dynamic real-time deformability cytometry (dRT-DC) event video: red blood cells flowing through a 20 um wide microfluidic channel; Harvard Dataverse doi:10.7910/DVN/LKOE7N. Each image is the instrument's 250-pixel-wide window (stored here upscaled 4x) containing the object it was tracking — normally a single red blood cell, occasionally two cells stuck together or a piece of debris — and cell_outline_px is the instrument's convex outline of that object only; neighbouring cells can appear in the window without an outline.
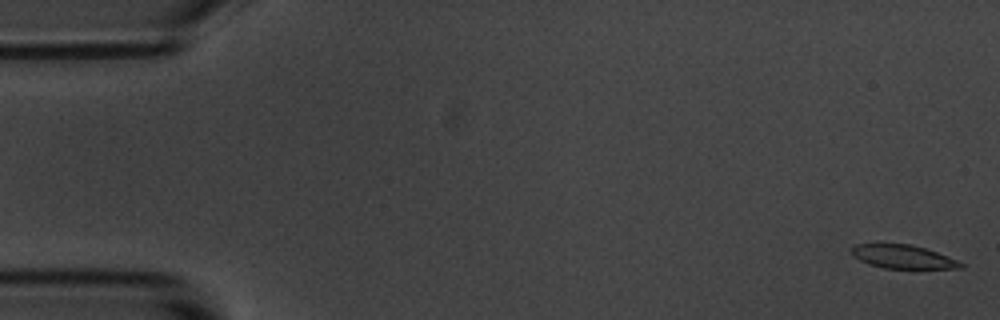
{"species": "common noctule bat (a hibernating species)", "species_latin": "Nyctalus noctula", "temperature_condition": "room temperature", "stored_images_in_passage": 56, "camera_frame_rate_fps": 3000, "um_per_image_px": 0.085, "animal": {"sex": "male", "body_mass_g": 20.1, "forearm_length_mm": 53.5}, "frame": {"image": 1, "passage_image": 1, "time_ms": 0.0, "image_size_px": [1000, 320], "cell_outline_px": [[964, 268], [884, 268], [868, 264], [852, 256], [848, 248], [856, 244], [912, 244], [936, 252], [956, 260], [964, 264]], "centroid_in_image_um": [76.67, 21.81], "position_along_channel_um": 8.3, "area_um2": 14.91}}
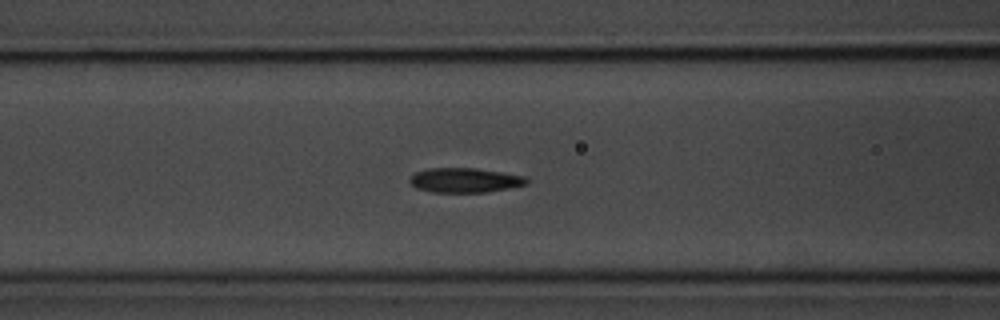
{"frame": {"image": 2, "passage_image": 22, "time_ms": 7.0, "image_size_px": [1000, 320], "cell_outline_px": [[528, 184], [488, 192], [432, 192], [416, 188], [408, 184], [408, 180], [416, 172], [428, 168], [476, 168], [524, 176], [528, 180]], "centroid_in_image_um": [39.47, 15.32], "position_along_channel_um": 127.1, "area_um2": 16.76}}
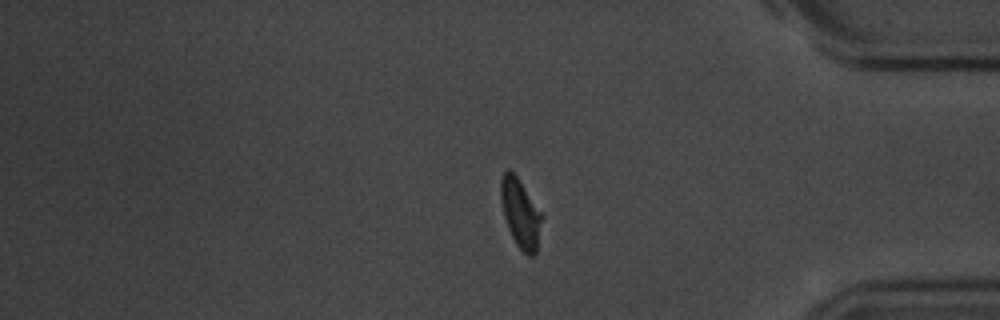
{"frame": {"image": 3, "passage_image": 46, "time_ms": 15.0, "image_size_px": [1000, 320], "cell_outline_px": [[544, 216], [536, 252], [532, 256], [528, 256], [516, 244], [508, 228], [504, 216], [500, 200], [500, 180], [504, 172], [508, 168], [516, 176]], "centroid_in_image_um": [44.24, 18.14], "position_along_channel_um": 391.0, "area_um2": 16.42}, "authors_computed_cell_mechanics": {"area_um2": 16.762, "velocity_mm_per_s": 3.5981, "shape_relaxation_time_tau1_ms": 3.0873, "shape_relaxation_time_tau2_ms": 3.2815, "deformation_change_tau1": 0.1233, "deformation_change_tau2": 0.0981}}